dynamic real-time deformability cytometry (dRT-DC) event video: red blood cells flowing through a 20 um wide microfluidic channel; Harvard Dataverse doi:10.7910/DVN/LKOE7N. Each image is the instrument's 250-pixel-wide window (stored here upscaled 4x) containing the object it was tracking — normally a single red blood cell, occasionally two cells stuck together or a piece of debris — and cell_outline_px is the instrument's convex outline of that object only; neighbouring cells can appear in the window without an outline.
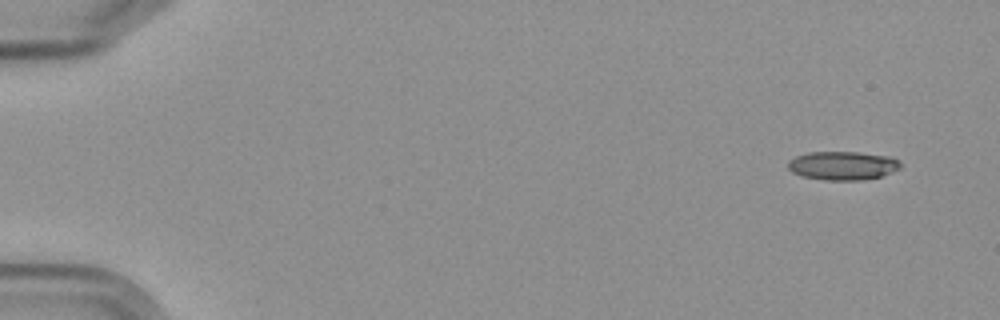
{"species": "Egyptian fruit bat (a non-hibernating species)", "species_latin": "Rousettus aegyptiacus", "temperature_condition": "cold", "stored_images_in_passage": 6, "camera_frame_rate_fps": 3000, "um_per_image_px": 0.085, "frame": {"image": 1, "passage_image": 1, "time_ms": 0.0, "image_size_px": [1000, 320], "cell_outline_px": [[900, 168], [892, 172], [880, 176], [860, 180], [824, 180], [800, 176], [792, 172], [788, 168], [788, 160], [796, 156], [808, 152], [860, 152], [892, 156], [900, 160]], "centroid_in_image_um": [71.63, 14.07], "position_along_channel_um": 13.4, "area_um2": 18.96}}
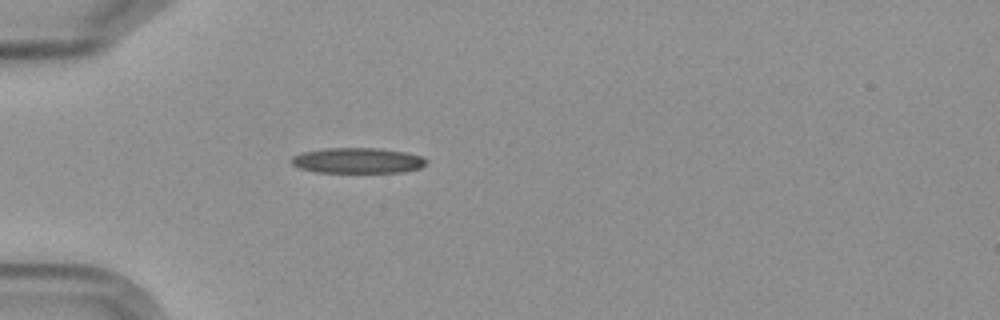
{"frame": {"image": 2, "passage_image": 5, "time_ms": 4.667, "image_size_px": [1000, 320], "cell_outline_px": [[428, 164], [420, 168], [404, 172], [316, 172], [300, 168], [292, 164], [288, 160], [292, 156], [300, 152], [324, 148], [380, 148], [404, 152], [420, 156], [428, 160]], "centroid_in_image_um": [30.37, 13.64], "position_along_channel_um": 54.6, "area_um2": 20.23}}